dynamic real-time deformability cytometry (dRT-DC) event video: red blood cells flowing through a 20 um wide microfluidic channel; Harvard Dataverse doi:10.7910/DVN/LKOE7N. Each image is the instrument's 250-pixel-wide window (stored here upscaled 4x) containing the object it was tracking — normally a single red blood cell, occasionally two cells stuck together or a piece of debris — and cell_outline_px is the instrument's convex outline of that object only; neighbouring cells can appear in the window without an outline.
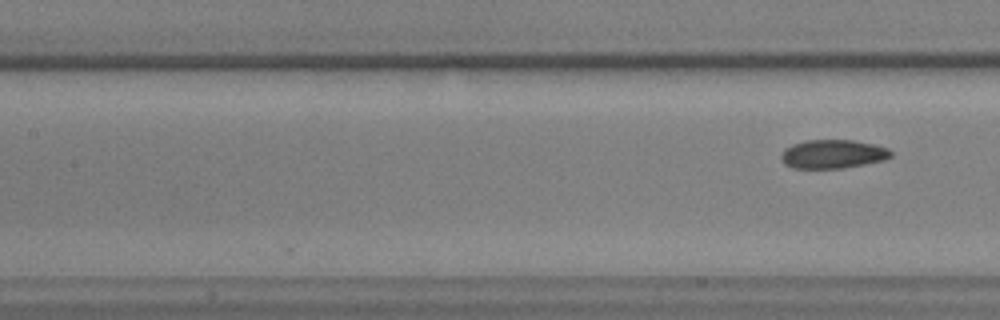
{"species": "common noctule bat (a hibernating species)", "species_latin": "Nyctalus noctula", "temperature_condition": "warm", "stored_images_in_passage": 8, "camera_frame_rate_fps": 3000, "um_per_image_px": 0.085, "animal": {"sex": "male", "body_mass_g": 17.9, "forearm_length_mm": 54.2}, "frame": {"image": 1, "passage_image": 8, "time_ms": 2.333, "image_size_px": [1000, 320], "cell_outline_px": [[892, 156], [884, 160], [844, 168], [792, 168], [784, 164], [780, 156], [784, 148], [792, 144], [804, 140], [852, 140], [872, 144], [888, 148], [892, 152]], "centroid_in_image_um": [70.76, 13.09], "position_along_channel_um": 136.6, "area_um2": 18.44}}